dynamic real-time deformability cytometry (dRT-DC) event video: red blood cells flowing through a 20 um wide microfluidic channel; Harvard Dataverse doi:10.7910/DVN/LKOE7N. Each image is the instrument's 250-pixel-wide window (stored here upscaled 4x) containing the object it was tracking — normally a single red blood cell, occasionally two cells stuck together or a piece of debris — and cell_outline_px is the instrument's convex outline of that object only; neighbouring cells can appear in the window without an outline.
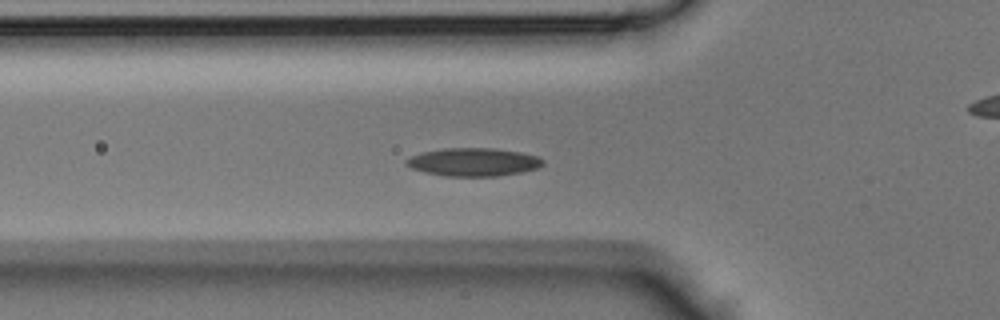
{"species": "Egyptian fruit bat (a non-hibernating species)", "species_latin": "Rousettus aegyptiacus", "temperature_condition": "room temperature", "stored_images_in_passage": 39, "camera_frame_rate_fps": 3000, "um_per_image_px": 0.085, "animal": {"sex": "male"}, "frame": {"image": 1, "passage_image": 9, "time_ms": 2.667, "image_size_px": [1000, 320], "cell_outline_px": [[544, 164], [536, 168], [520, 172], [496, 176], [444, 176], [424, 172], [412, 168], [404, 164], [404, 160], [420, 152], [444, 148], [496, 148], [520, 152], [536, 156], [544, 160]], "centroid_in_image_um": [40.2, 13.77], "position_along_channel_um": 85.6, "area_um2": 22.43}}
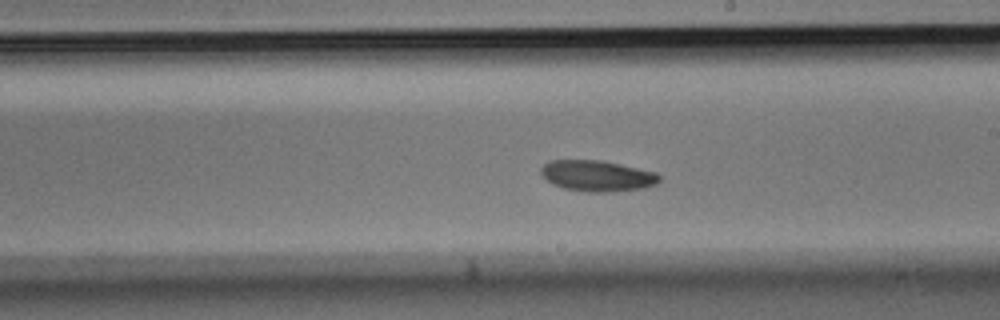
{"frame": {"image": 2, "passage_image": 19, "time_ms": 6.0, "image_size_px": [1000, 320], "cell_outline_px": [[660, 180], [656, 184], [644, 188], [608, 192], [588, 192], [564, 188], [552, 184], [540, 172], [540, 168], [548, 160], [600, 160], [620, 164], [656, 172], [660, 176]], "centroid_in_image_um": [50.76, 14.94], "position_along_channel_um": 238.2, "area_um2": 21.33}}
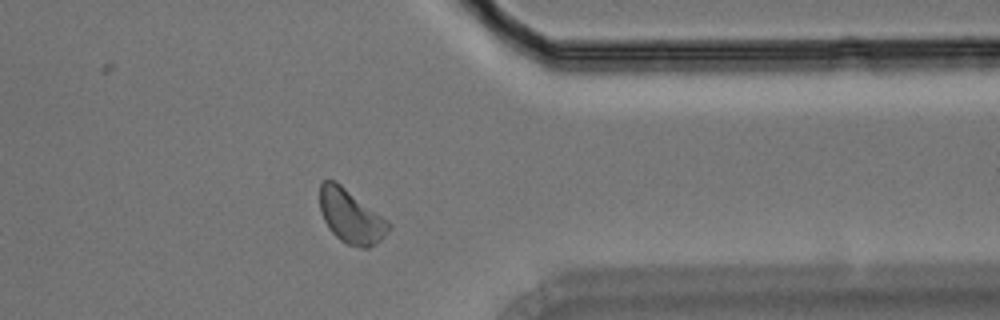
{"frame": {"image": 3, "passage_image": 29, "time_ms": 9.333, "image_size_px": [1000, 320], "cell_outline_px": [[392, 228], [376, 244], [368, 248], [360, 248], [348, 244], [340, 240], [328, 228], [320, 212], [320, 184], [324, 180], [336, 180], [388, 220]], "centroid_in_image_um": [29.83, 18.39], "position_along_channel_um": 381.6, "area_um2": 21.68}}